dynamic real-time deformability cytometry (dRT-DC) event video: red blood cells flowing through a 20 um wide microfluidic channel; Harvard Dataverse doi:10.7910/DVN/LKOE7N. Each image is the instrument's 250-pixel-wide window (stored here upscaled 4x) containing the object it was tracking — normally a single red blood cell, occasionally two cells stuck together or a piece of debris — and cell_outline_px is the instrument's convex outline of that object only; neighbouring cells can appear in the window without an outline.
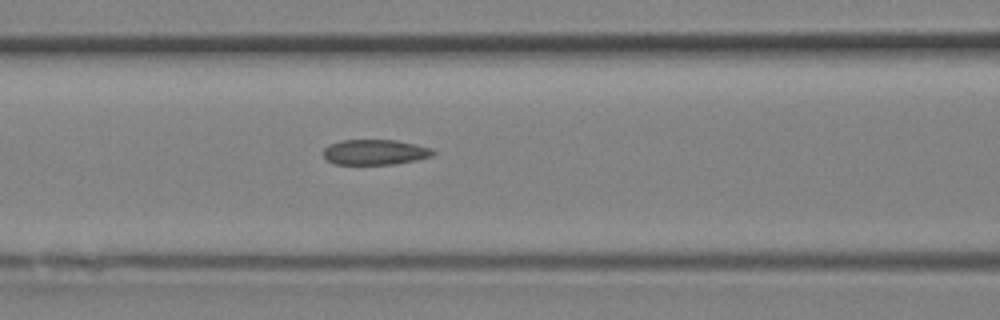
{"species": "Egyptian fruit bat (a non-hibernating species)", "species_latin": "Rousettus aegyptiacus", "temperature_condition": "room temperature", "stored_images_in_passage": 18, "camera_frame_rate_fps": 3000, "um_per_image_px": 0.085, "animal": {"sex": "female"}, "frame": {"image": 1, "passage_image": 11, "time_ms": 3.333, "image_size_px": [1000, 320], "cell_outline_px": [[436, 152], [432, 156], [416, 160], [392, 164], [336, 164], [328, 160], [324, 156], [324, 148], [328, 144], [340, 140], [396, 140], [416, 144], [432, 148]], "centroid_in_image_um": [31.89, 12.92], "position_along_channel_um": 134.7, "area_um2": 16.18}}
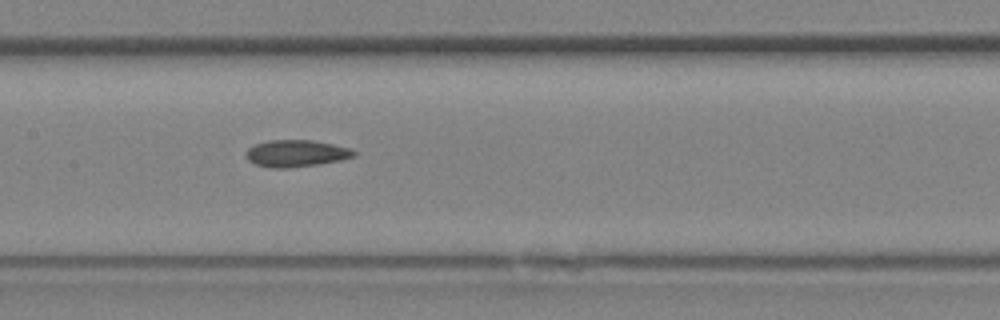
{"frame": {"image": 2, "passage_image": 13, "time_ms": 4.0, "image_size_px": [1000, 320], "cell_outline_px": [[356, 156], [340, 160], [316, 164], [288, 168], [272, 168], [256, 164], [248, 160], [244, 156], [248, 148], [256, 144], [268, 140], [312, 140], [352, 148], [356, 152]], "centroid_in_image_um": [25.17, 13.03], "position_along_channel_um": 182.2, "area_um2": 16.88}}
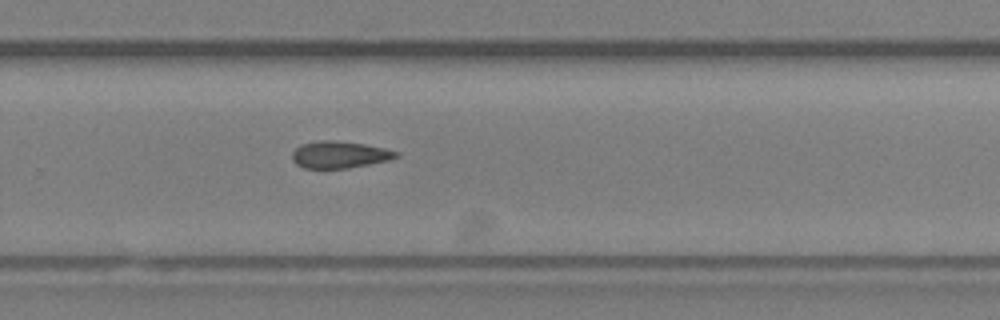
{"frame": {"image": 3, "passage_image": 18, "time_ms": 5.667, "image_size_px": [1000, 320], "cell_outline_px": [[400, 156], [388, 160], [348, 168], [304, 168], [296, 164], [292, 160], [292, 152], [300, 144], [320, 140], [332, 140], [364, 144], [384, 148], [400, 152]], "centroid_in_image_um": [28.85, 13.14], "position_along_channel_um": 301.0, "area_um2": 16.3}}